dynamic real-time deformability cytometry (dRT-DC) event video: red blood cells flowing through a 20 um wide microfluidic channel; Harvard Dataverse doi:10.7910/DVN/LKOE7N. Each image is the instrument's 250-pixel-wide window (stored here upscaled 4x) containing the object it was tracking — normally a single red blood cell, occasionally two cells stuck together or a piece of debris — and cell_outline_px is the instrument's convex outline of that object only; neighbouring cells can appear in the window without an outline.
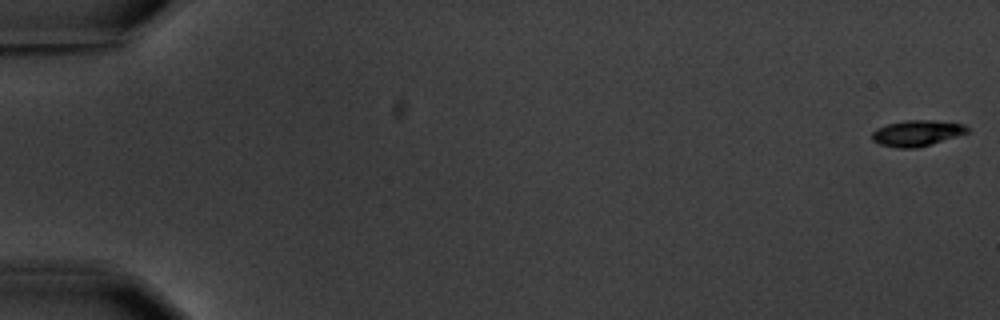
{"species": "common noctule bat (a hibernating species)", "species_latin": "Nyctalus noctula", "temperature_condition": "warm", "stored_images_in_passage": 6, "segment_of_instrument_passage": [2, 2], "camera_frame_rate_fps": 3000, "um_per_image_px": 0.085, "animal": {"sex": "male", "body_mass_g": 20.1, "forearm_length_mm": 53.5}, "frame": {"image": 1, "passage_image": 6, "time_ms": 6.667, "image_size_px": [1000, 320], "cell_outline_px": [[968, 132], [956, 136], [916, 148], [896, 148], [880, 144], [872, 140], [872, 132], [876, 128], [888, 124], [904, 120], [936, 120], [964, 124], [968, 128]], "centroid_in_image_um": [77.9, 11.3], "position_along_channel_um": 7.1, "area_um2": 14.28}}